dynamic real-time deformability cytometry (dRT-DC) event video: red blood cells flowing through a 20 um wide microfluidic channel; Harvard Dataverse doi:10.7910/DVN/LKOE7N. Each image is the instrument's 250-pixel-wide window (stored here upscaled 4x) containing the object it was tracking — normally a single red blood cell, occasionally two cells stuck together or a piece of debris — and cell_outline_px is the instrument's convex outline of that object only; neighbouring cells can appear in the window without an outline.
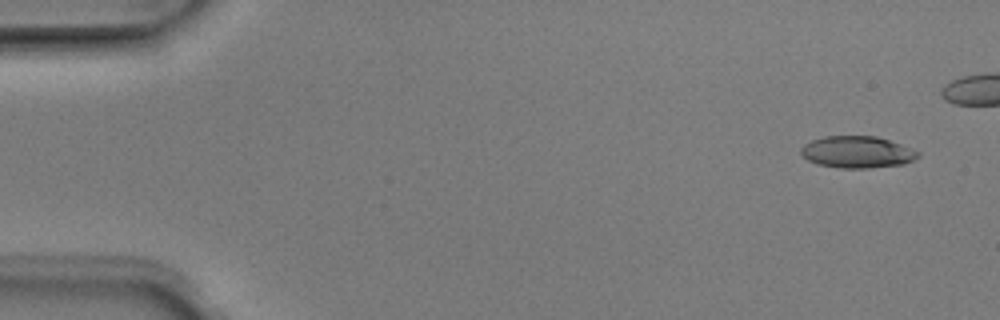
{"species": "Egyptian fruit bat (a non-hibernating species)", "species_latin": "Rousettus aegyptiacus", "temperature_condition": "room temperature", "stored_images_in_passage": 8, "segment_of_instrument_passage": [1, 2], "camera_frame_rate_fps": 3000, "um_per_image_px": 0.085, "animal": {"sex": "male"}, "frame": {"image": 1, "passage_image": 1, "time_ms": 0.0, "image_size_px": [1000, 320], "cell_outline_px": [[920, 156], [904, 164], [868, 168], [840, 168], [816, 164], [808, 160], [800, 152], [800, 148], [804, 144], [812, 140], [824, 136], [876, 136], [912, 148], [920, 152]], "centroid_in_image_um": [72.85, 12.93], "position_along_channel_um": 12.1, "area_um2": 21.73}}
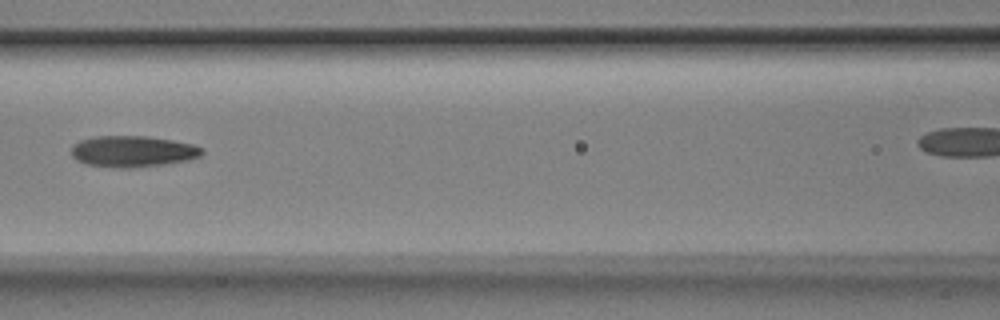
{"frame": {"image": 2, "passage_image": 6, "time_ms": 1.667, "image_size_px": [1000, 320], "cell_outline_px": [[204, 152], [200, 156], [192, 160], [164, 164], [132, 168], [112, 168], [84, 164], [76, 160], [72, 156], [72, 144], [80, 140], [96, 136], [144, 136], [172, 140], [192, 144], [204, 148]], "centroid_in_image_um": [11.28, 12.88], "position_along_channel_um": 155.3, "area_um2": 24.1}}
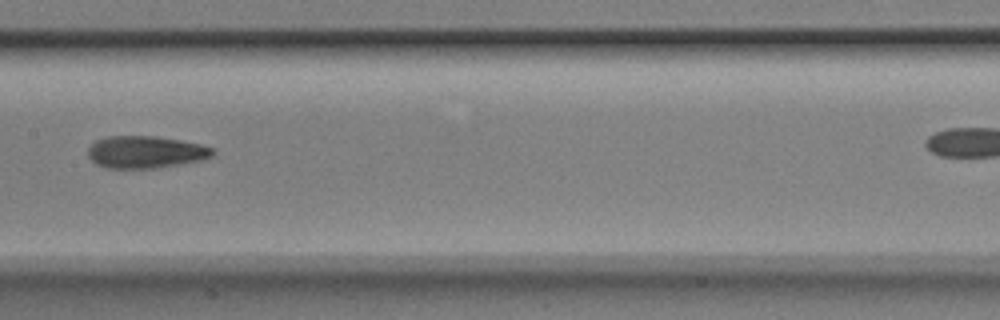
{"frame": {"image": 3, "passage_image": 7, "time_ms": 2.0, "image_size_px": [1000, 320], "cell_outline_px": [[216, 152], [212, 156], [204, 160], [156, 168], [108, 168], [96, 164], [88, 156], [88, 148], [96, 140], [108, 136], [156, 136], [180, 140], [200, 144], [216, 148]], "centroid_in_image_um": [12.42, 12.92], "position_along_channel_um": 195.0, "area_um2": 23.58}}